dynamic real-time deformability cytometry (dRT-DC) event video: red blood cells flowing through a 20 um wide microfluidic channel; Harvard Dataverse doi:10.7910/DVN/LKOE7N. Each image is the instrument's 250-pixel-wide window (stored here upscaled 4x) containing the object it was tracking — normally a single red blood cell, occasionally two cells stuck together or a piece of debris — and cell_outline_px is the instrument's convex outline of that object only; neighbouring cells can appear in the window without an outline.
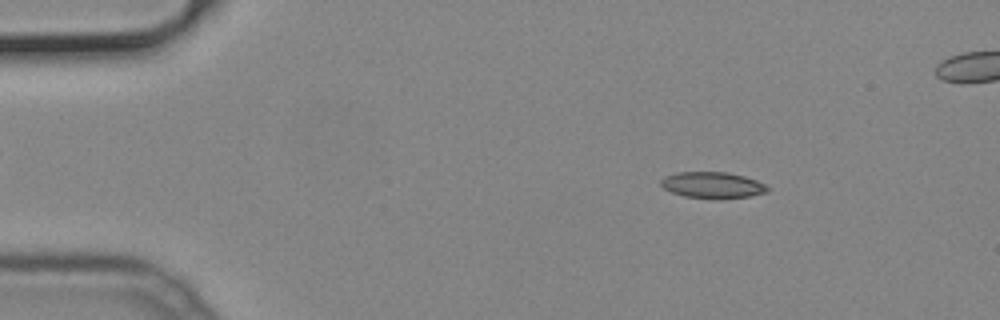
{"species": "common noctule bat (a hibernating species)", "species_latin": "Nyctalus noctula", "temperature_condition": "cold", "stored_images_in_passage": 48, "camera_frame_rate_fps": 3000, "um_per_image_px": 0.085, "animal": {"sex": "male", "body_mass_g": 19.2, "forearm_length_mm": 51.8}, "frame": {"image": 1, "passage_image": 7, "time_ms": 2.0, "image_size_px": [1000, 320], "cell_outline_px": [[768, 192], [752, 196], [720, 200], [684, 196], [672, 192], [664, 188], [660, 184], [660, 180], [664, 176], [676, 172], [728, 172], [744, 176], [756, 180], [764, 184], [768, 188]], "centroid_in_image_um": [60.56, 15.74], "position_along_channel_um": 24.4, "area_um2": 16.59}}
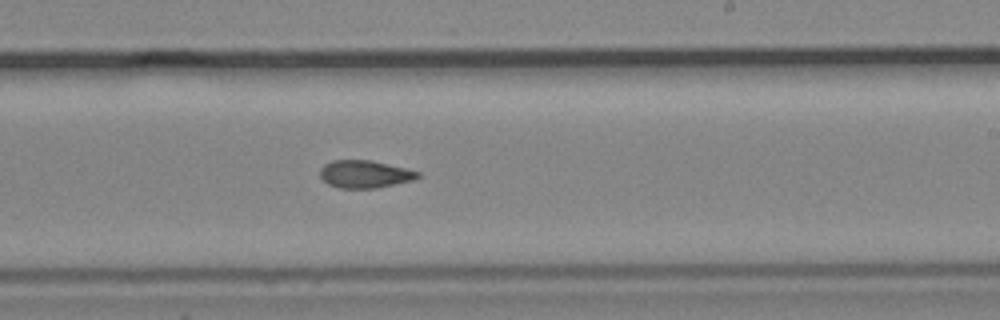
{"frame": {"image": 2, "passage_image": 30, "time_ms": 9.667, "image_size_px": [1000, 320], "cell_outline_px": [[420, 176], [412, 180], [376, 188], [340, 188], [328, 184], [320, 176], [320, 168], [324, 164], [332, 160], [372, 160], [420, 172]], "centroid_in_image_um": [30.98, 14.79], "position_along_channel_um": 258.0, "area_um2": 15.61}}
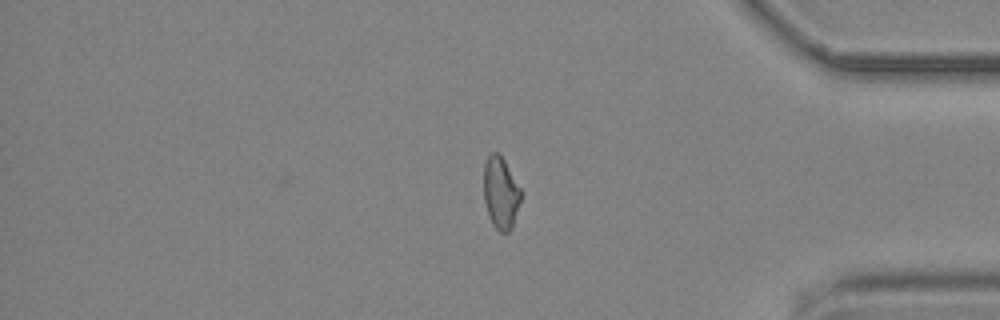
{"frame": {"image": 3, "passage_image": 42, "time_ms": 13.667, "image_size_px": [1000, 320], "cell_outline_px": [[520, 200], [512, 228], [508, 232], [500, 232], [492, 224], [484, 200], [484, 164], [488, 156], [492, 152], [500, 152], [520, 188]], "centroid_in_image_um": [42.55, 16.37], "position_along_channel_um": 392.7, "area_um2": 15.43}}